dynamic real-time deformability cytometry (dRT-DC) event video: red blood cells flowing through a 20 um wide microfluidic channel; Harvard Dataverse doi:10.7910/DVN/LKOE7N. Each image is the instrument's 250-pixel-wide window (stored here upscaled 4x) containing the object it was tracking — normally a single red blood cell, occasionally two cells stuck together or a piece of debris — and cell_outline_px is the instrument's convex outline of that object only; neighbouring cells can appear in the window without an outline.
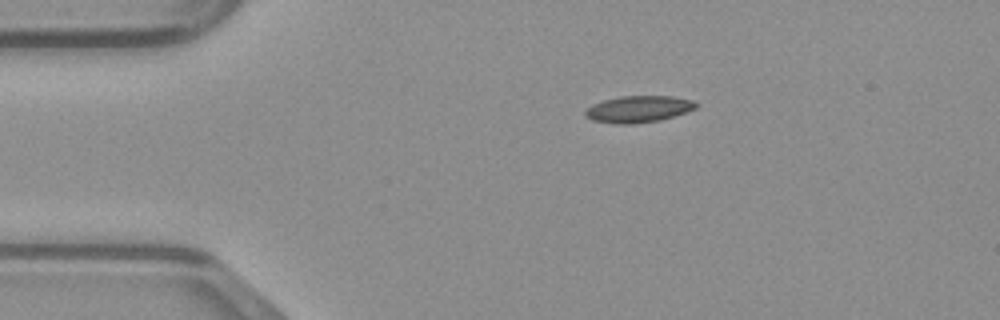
{"species": "common noctule bat (a hibernating species)", "species_latin": "Nyctalus noctula", "temperature_condition": "warm", "stored_images_in_passage": 40, "camera_frame_rate_fps": 3000, "um_per_image_px": 0.085, "animal": {"sex": "male", "body_mass_g": 23.1, "forearm_length_mm": 52.7}, "frame": {"image": 1, "passage_image": 1, "time_ms": 0.0, "image_size_px": [1000, 320], "cell_outline_px": [[700, 104], [696, 108], [660, 120], [632, 124], [616, 124], [592, 120], [584, 116], [584, 112], [592, 104], [604, 100], [620, 96], [672, 96], [692, 100]], "centroid_in_image_um": [54.25, 9.27], "position_along_channel_um": 30.8, "area_um2": 17.17}}
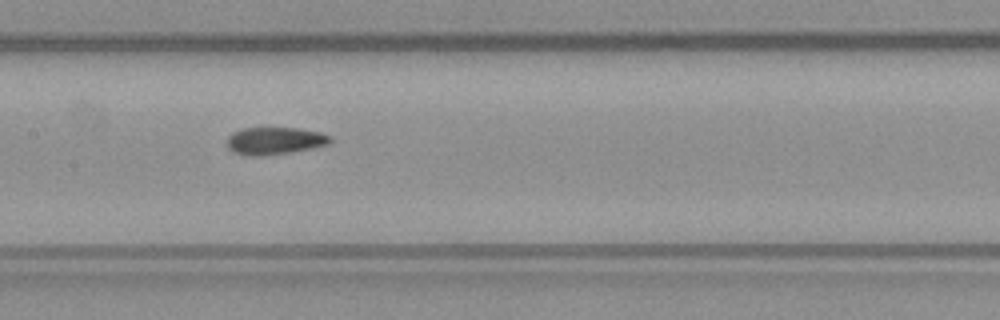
{"frame": {"image": 2, "passage_image": 15, "time_ms": 4.667, "image_size_px": [1000, 320], "cell_outline_px": [[332, 140], [328, 144], [312, 148], [264, 156], [244, 156], [232, 152], [228, 148], [228, 136], [232, 132], [244, 128], [296, 128], [320, 132], [332, 136]], "centroid_in_image_um": [23.33, 11.97], "position_along_channel_um": 184.1, "area_um2": 16.53}}
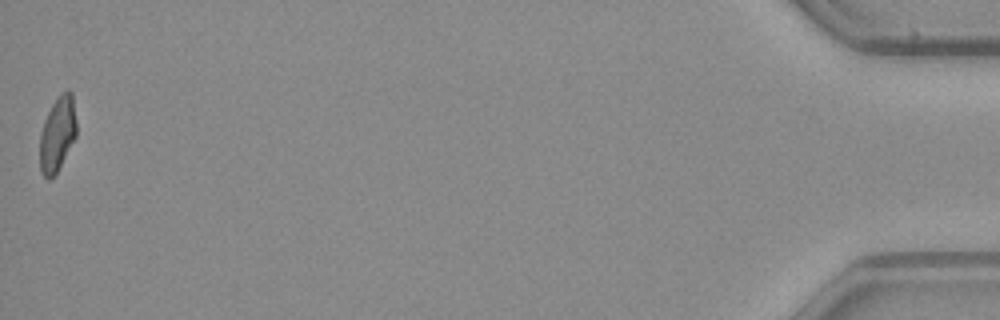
{"frame": {"image": 3, "passage_image": 40, "time_ms": 13.0, "image_size_px": [1000, 320], "cell_outline_px": [[76, 136], [56, 172], [48, 180], [40, 172], [40, 132], [44, 120], [52, 104], [60, 92], [68, 88], [72, 92], [76, 120]], "centroid_in_image_um": [4.88, 11.33], "position_along_channel_um": 430.3, "area_um2": 15.95}}